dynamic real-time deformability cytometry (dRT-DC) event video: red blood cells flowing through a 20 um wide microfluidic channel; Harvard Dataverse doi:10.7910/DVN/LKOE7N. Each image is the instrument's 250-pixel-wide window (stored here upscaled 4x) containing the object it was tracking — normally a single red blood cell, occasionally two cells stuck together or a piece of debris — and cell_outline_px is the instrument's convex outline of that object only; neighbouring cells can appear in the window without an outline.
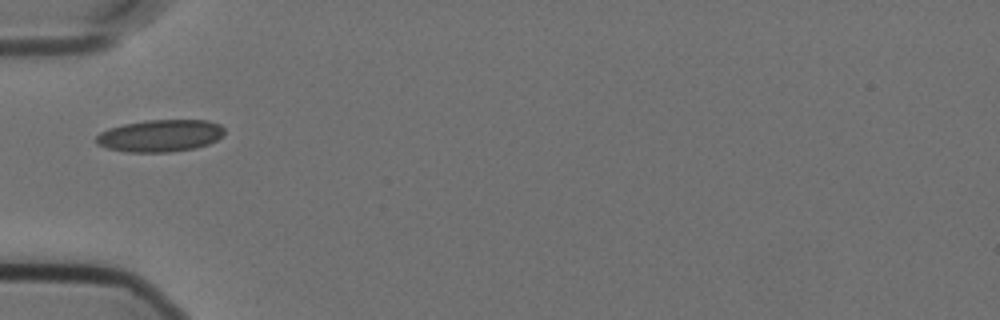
{"species": "Egyptian fruit bat (a non-hibernating species)", "species_latin": "Rousettus aegyptiacus", "temperature_condition": "cold", "stored_images_in_passage": 3, "camera_frame_rate_fps": 3000, "um_per_image_px": 0.085, "animal": {"sex": "female"}, "frame": {"image": 1, "passage_image": 1, "time_ms": 0.0, "image_size_px": [1000, 320], "cell_outline_px": [[224, 136], [208, 144], [196, 148], [168, 152], [128, 152], [108, 148], [96, 144], [96, 136], [100, 132], [108, 128], [124, 124], [148, 120], [208, 120], [220, 124], [224, 128]], "centroid_in_image_um": [13.63, 11.53], "position_along_channel_um": 71.4, "area_um2": 24.1}}